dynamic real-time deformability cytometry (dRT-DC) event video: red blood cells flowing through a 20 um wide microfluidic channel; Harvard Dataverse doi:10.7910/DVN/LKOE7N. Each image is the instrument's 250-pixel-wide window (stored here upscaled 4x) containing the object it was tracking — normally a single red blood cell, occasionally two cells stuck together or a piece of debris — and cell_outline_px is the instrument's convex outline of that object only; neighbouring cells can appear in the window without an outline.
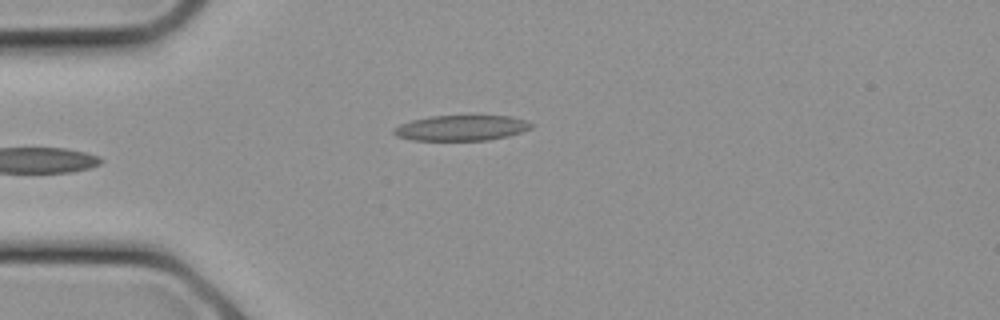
{"species": "common noctule bat (a hibernating species)", "species_latin": "Nyctalus noctula", "temperature_condition": "cold", "stored_images_in_passage": 7, "camera_frame_rate_fps": 3000, "um_per_image_px": 0.085, "animal": {"sex": "female", "body_mass_g": 21.9}, "frame": {"image": 1, "passage_image": 7, "time_ms": 2.0, "image_size_px": [1000, 320], "cell_outline_px": [[536, 124], [532, 128], [508, 136], [488, 140], [412, 140], [396, 136], [392, 132], [392, 128], [400, 124], [412, 120], [432, 116], [508, 116], [524, 120]], "centroid_in_image_um": [39.2, 10.88], "position_along_channel_um": 45.8, "area_um2": 20.35}}